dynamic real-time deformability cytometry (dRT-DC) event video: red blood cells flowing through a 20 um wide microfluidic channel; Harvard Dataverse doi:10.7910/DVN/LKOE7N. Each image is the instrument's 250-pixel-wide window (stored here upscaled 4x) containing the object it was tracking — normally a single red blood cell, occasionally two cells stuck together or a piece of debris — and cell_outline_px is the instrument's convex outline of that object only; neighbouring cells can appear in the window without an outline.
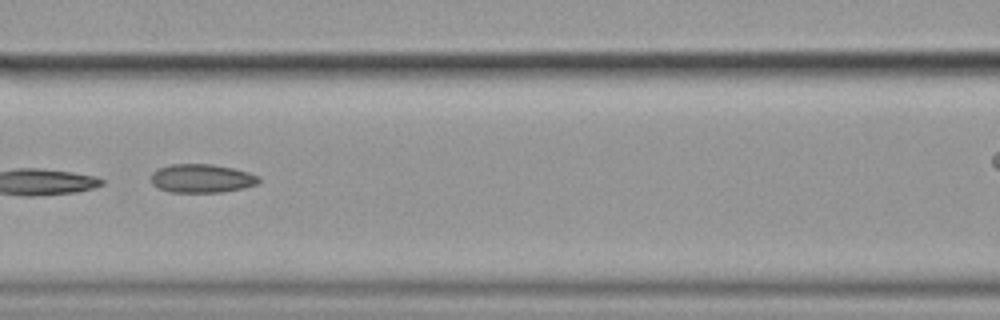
{"species": "common noctule bat (a hibernating species)", "species_latin": "Nyctalus noctula", "temperature_condition": "cold", "stored_images_in_passage": 10, "camera_frame_rate_fps": 3000, "um_per_image_px": 0.085, "animal": {"sex": "female", "body_mass_g": 19.9}, "frame": {"image": 1, "passage_image": 6, "time_ms": 1.667, "image_size_px": [1000, 320], "cell_outline_px": [[260, 180], [256, 184], [244, 188], [220, 192], [168, 192], [152, 184], [152, 172], [160, 168], [172, 164], [212, 164], [232, 168], [248, 172], [260, 176]], "centroid_in_image_um": [17.16, 15.16], "position_along_channel_um": 149.4, "area_um2": 17.86}}
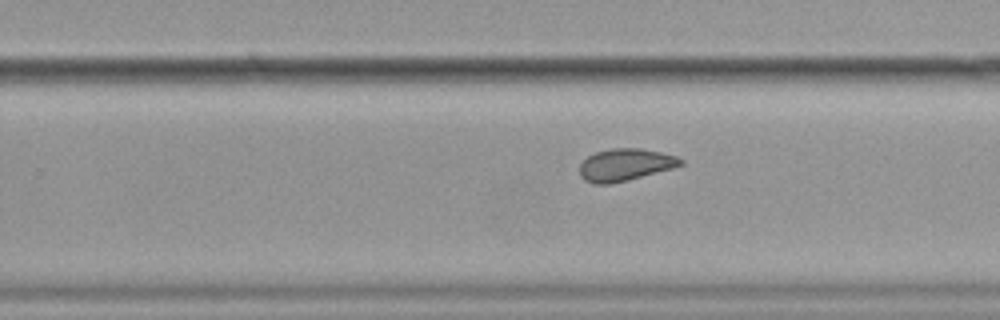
{"frame": {"image": 2, "passage_image": 10, "time_ms": 3.0, "image_size_px": [1000, 320], "cell_outline_px": [[684, 164], [672, 168], [628, 180], [608, 184], [592, 184], [584, 180], [580, 176], [580, 164], [588, 156], [596, 152], [612, 148], [640, 148], [660, 152], [676, 156], [684, 160]], "centroid_in_image_um": [53.13, 14.01], "position_along_channel_um": 276.7, "area_um2": 18.9}}